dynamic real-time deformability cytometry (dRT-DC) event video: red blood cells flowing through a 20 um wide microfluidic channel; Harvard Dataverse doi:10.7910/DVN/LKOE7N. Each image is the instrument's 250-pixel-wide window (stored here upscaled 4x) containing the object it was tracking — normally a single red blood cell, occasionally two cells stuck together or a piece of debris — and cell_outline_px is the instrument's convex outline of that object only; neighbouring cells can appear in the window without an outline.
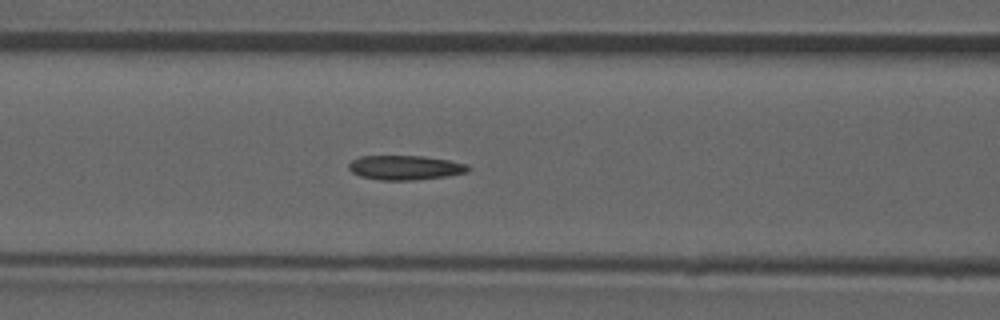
{"species": "common noctule bat (a hibernating species)", "species_latin": "Nyctalus noctula", "temperature_condition": "room temperature", "stored_images_in_passage": 45, "camera_frame_rate_fps": 3000, "um_per_image_px": 0.085, "animal": {"sex": "male", "forearm_length_mm": 52.5}, "frame": {"image": 1, "passage_image": 14, "time_ms": 4.333, "image_size_px": [1000, 320], "cell_outline_px": [[472, 168], [468, 172], [448, 176], [412, 180], [380, 180], [360, 176], [352, 172], [348, 168], [348, 164], [352, 160], [360, 156], [424, 156], [448, 160], [468, 164]], "centroid_in_image_um": [34.46, 14.24], "position_along_channel_um": 132.1, "area_um2": 17.11}}
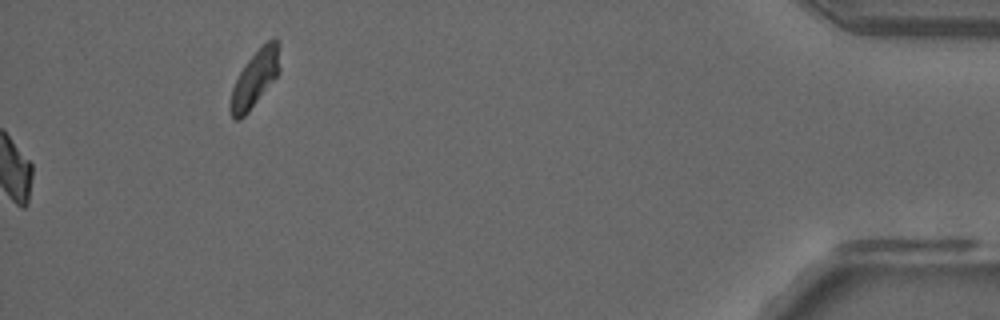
{"frame": {"image": 2, "passage_image": 45, "time_ms": 14.667, "image_size_px": [1000, 320], "cell_outline_px": [[280, 72], [248, 112], [240, 120], [236, 120], [232, 116], [232, 88], [240, 72], [248, 60], [272, 36], [276, 36], [280, 44]], "centroid_in_image_um": [21.75, 6.6], "position_along_channel_um": 413.5, "area_um2": 15.9}, "authors_computed_cell_mechanics": {"area_um2": 16.8776, "velocity_mm_per_s": 3.9683, "shape_relaxation_time_tau1_ms": null, "shape_relaxation_time_tau2_ms": 4.4353, "deformation_change_tau1": null, "deformation_change_tau2": 0.1052}}